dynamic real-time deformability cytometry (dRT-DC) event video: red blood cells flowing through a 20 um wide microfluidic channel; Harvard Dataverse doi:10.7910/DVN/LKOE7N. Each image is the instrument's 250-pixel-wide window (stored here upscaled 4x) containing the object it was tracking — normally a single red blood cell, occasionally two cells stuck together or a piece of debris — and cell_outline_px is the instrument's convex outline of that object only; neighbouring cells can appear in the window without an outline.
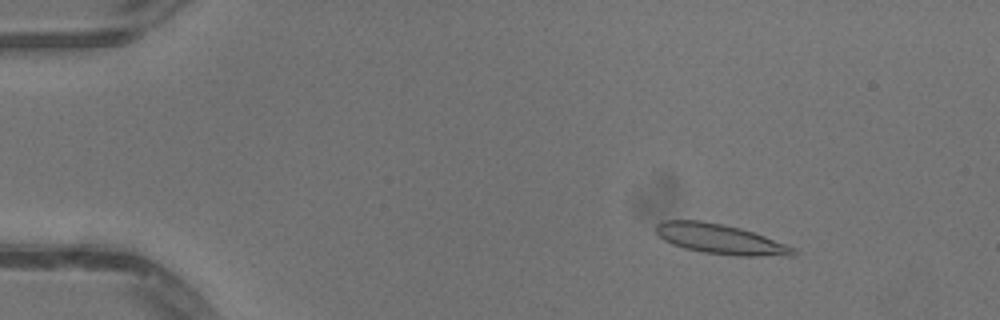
{"species": "common noctule bat (a hibernating species)", "species_latin": "Nyctalus noctula", "temperature_condition": "warm", "stored_images_in_passage": 12, "camera_frame_rate_fps": 3000, "um_per_image_px": 0.085, "animal": {"sex": "male", "body_mass_g": 13.3}, "frame": {"image": 1, "passage_image": 7, "time_ms": 2.0, "image_size_px": [1000, 320], "cell_outline_px": [[800, 252], [796, 256], [736, 256], [704, 252], [684, 248], [672, 244], [664, 240], [656, 232], [656, 224], [664, 220], [700, 220], [740, 228], [788, 244], [796, 248]], "centroid_in_image_um": [61.29, 20.34], "position_along_channel_um": 23.7, "area_um2": 24.04}}